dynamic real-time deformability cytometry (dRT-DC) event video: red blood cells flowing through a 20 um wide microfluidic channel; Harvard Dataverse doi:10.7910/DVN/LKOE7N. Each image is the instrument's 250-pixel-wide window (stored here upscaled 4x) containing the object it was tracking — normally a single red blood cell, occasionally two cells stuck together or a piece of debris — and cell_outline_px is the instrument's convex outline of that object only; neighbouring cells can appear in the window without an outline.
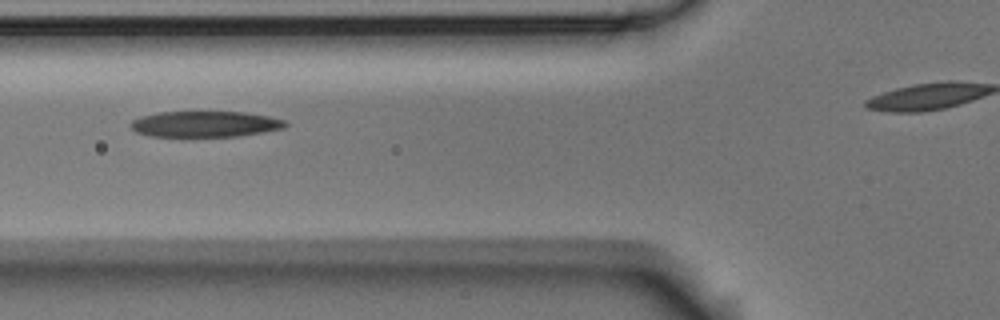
{"species": "Egyptian fruit bat (a non-hibernating species)", "species_latin": "Rousettus aegyptiacus", "temperature_condition": "room temperature", "stored_images_in_passage": 8, "camera_frame_rate_fps": 3000, "um_per_image_px": 0.085, "animal": {"sex": "male"}, "frame": {"image": 1, "passage_image": 4, "time_ms": 3.333, "image_size_px": [1000, 320], "cell_outline_px": [[288, 124], [284, 128], [264, 132], [240, 136], [152, 136], [136, 132], [128, 124], [132, 120], [140, 116], [156, 112], [244, 112], [268, 116], [284, 120]], "centroid_in_image_um": [17.42, 10.54], "position_along_channel_um": 108.4, "area_um2": 23.35}}
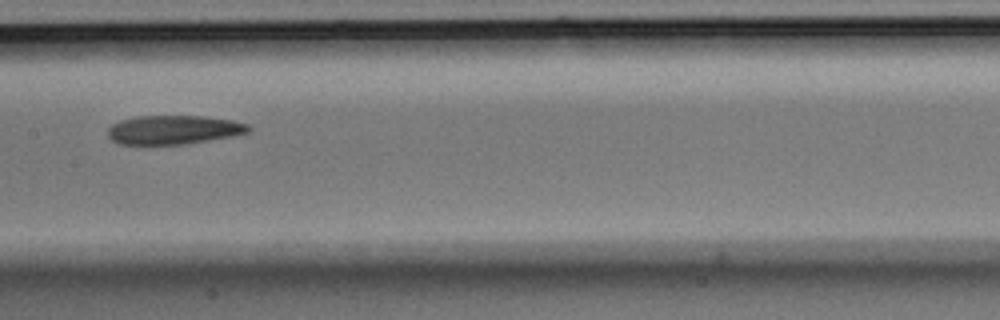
{"frame": {"image": 2, "passage_image": 6, "time_ms": 5.667, "image_size_px": [1000, 320], "cell_outline_px": [[252, 128], [248, 132], [232, 136], [184, 144], [120, 144], [112, 140], [108, 136], [108, 128], [112, 124], [120, 120], [136, 116], [204, 116], [232, 120], [248, 124]], "centroid_in_image_um": [14.75, 11.02], "position_along_channel_um": 192.7, "area_um2": 23.64}}
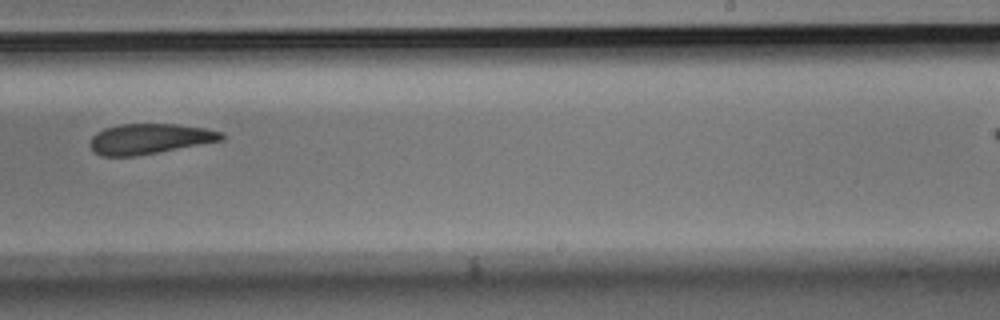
{"frame": {"image": 3, "passage_image": 8, "time_ms": 8.0, "image_size_px": [1000, 320], "cell_outline_px": [[224, 140], [136, 156], [100, 156], [92, 148], [92, 136], [96, 132], [104, 128], [120, 124], [176, 124], [204, 128], [224, 132]], "centroid_in_image_um": [12.74, 11.79], "position_along_channel_um": 276.3, "area_um2": 23.06}}